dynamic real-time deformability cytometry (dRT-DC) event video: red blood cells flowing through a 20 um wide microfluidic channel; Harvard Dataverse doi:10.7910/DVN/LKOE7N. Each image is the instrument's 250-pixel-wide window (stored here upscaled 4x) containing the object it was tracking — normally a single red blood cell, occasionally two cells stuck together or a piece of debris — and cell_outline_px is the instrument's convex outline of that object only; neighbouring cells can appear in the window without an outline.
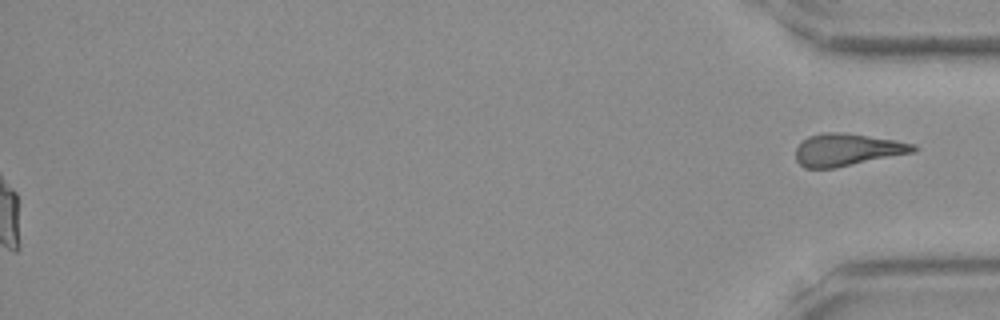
{"species": "Egyptian fruit bat (a non-hibernating species)", "species_latin": "Rousettus aegyptiacus", "temperature_condition": "room temperature", "stored_images_in_passage": 46, "segment_of_instrument_passage": [2, 2], "camera_frame_rate_fps": 3000, "um_per_image_px": 0.085, "frame": {"image": 1, "passage_image": 46, "time_ms": 15.0, "image_size_px": [1000, 320], "cell_outline_px": [[916, 152], [836, 168], [804, 168], [796, 160], [796, 148], [808, 136], [824, 132], [840, 132], [868, 136], [916, 144]], "centroid_in_image_um": [72.01, 12.74], "position_along_channel_um": 363.2, "area_um2": 22.08}}